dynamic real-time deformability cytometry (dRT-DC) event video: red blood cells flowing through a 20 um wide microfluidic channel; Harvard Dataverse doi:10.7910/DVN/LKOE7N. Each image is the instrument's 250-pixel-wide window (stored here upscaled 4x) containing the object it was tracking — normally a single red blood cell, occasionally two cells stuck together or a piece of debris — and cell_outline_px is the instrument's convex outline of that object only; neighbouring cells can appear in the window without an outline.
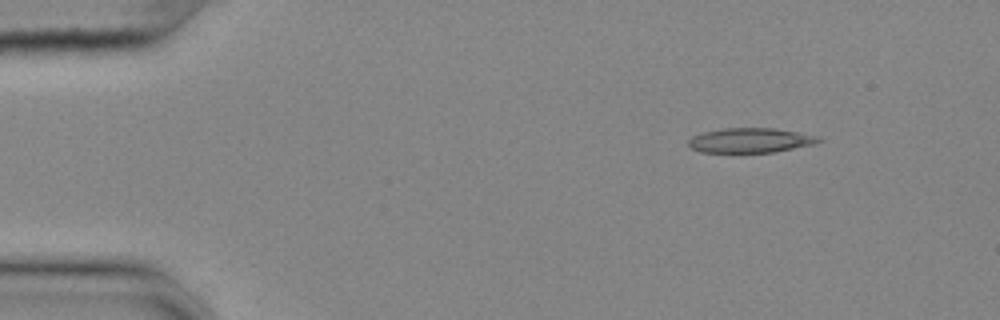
{"species": "common noctule bat (a hibernating species)", "species_latin": "Nyctalus noctula", "temperature_condition": "cold", "stored_images_in_passage": 51, "camera_frame_rate_fps": 3000, "um_per_image_px": 0.085, "animal": {"sex": "female", "body_mass_g": 25.1}, "frame": {"image": 1, "passage_image": 3, "time_ms": 0.667, "image_size_px": [1000, 320], "cell_outline_px": [[824, 140], [812, 144], [776, 152], [700, 152], [688, 148], [688, 140], [692, 136], [704, 132], [724, 128], [772, 128], [820, 136]], "centroid_in_image_um": [63.75, 11.93], "position_along_channel_um": 21.2, "area_um2": 18.73}}
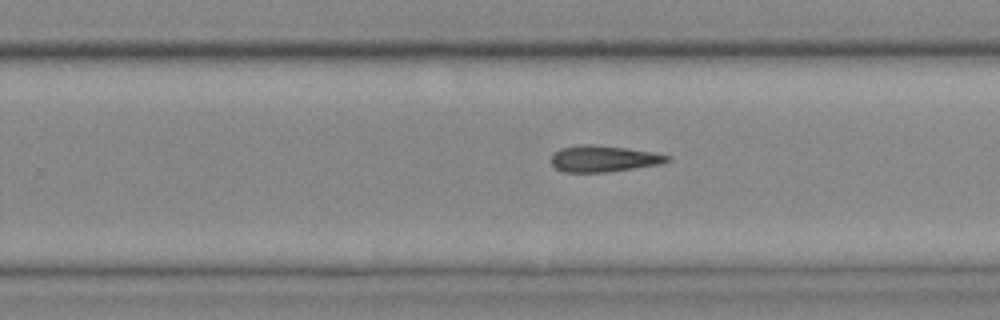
{"frame": {"image": 2, "passage_image": 31, "time_ms": 10.0, "image_size_px": [1000, 320], "cell_outline_px": [[672, 160], [660, 164], [608, 172], [564, 172], [556, 168], [552, 164], [552, 156], [560, 148], [576, 144], [592, 144], [624, 148], [652, 152], [672, 156]], "centroid_in_image_um": [51.32, 13.48], "position_along_channel_um": 278.5, "area_um2": 17.8}}
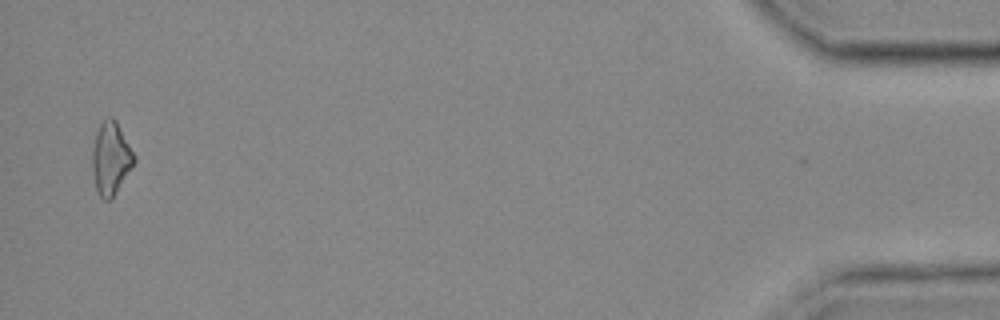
{"frame": {"image": 3, "passage_image": 50, "time_ms": 16.333, "image_size_px": [1000, 320], "cell_outline_px": [[136, 160], [112, 200], [104, 200], [100, 196], [96, 188], [92, 168], [92, 152], [96, 132], [100, 124], [108, 116], [112, 116], [116, 120], [136, 156]], "centroid_in_image_um": [9.43, 13.46], "position_along_channel_um": 425.8, "area_um2": 17.74}}